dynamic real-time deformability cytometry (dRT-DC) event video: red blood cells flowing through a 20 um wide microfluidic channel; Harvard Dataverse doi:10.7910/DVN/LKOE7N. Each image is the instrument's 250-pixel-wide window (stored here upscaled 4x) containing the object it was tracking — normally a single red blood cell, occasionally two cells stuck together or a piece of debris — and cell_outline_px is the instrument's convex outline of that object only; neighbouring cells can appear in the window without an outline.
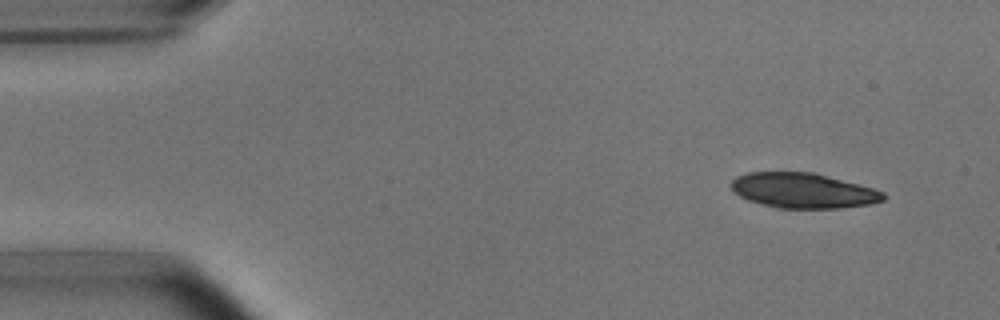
{"species": "common noctule bat (a hibernating species)", "species_latin": "Nyctalus noctula", "temperature_condition": "room temperature", "stored_images_in_passage": 4, "camera_frame_rate_fps": 3000, "um_per_image_px": 0.085, "animal": {"sex": "male", "body_mass_g": 15.6}, "frame": {"image": 1, "passage_image": 1, "time_ms": 0.0, "image_size_px": [1000, 320], "cell_outline_px": [[884, 200], [872, 204], [840, 208], [776, 208], [748, 200], [732, 192], [732, 180], [736, 176], [748, 172], [816, 172], [872, 188], [884, 192]], "centroid_in_image_um": [68.25, 16.19], "position_along_channel_um": 16.7, "area_um2": 31.21}}